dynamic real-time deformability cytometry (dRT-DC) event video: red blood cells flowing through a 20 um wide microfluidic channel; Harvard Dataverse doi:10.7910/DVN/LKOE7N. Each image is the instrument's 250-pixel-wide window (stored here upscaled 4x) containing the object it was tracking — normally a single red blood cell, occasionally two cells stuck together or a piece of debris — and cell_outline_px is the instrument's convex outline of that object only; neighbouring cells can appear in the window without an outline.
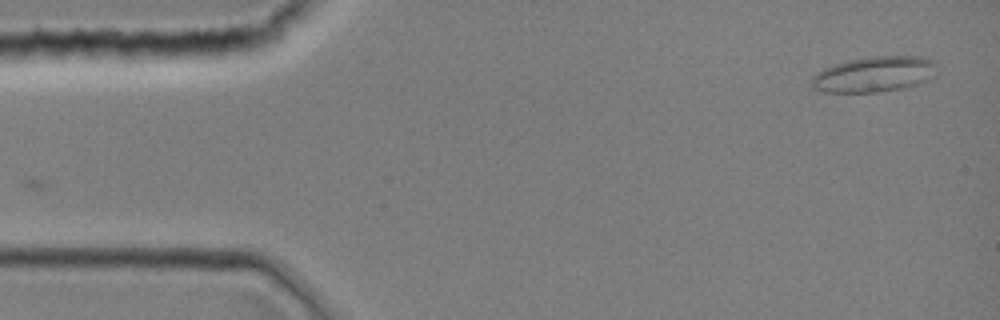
{"species": "common noctule bat (a hibernating species)", "species_latin": "Nyctalus noctula", "temperature_condition": "room temperature", "stored_images_in_passage": 11, "camera_frame_rate_fps": 3000, "um_per_image_px": 0.085, "animal": {"sex": "female", "body_mass_g": 19.0, "forearm_length_mm": 51.5}, "frame": {"image": 1, "passage_image": 2, "time_ms": 0.333, "image_size_px": [1000, 320], "cell_outline_px": [[936, 64], [928, 80], [904, 88], [876, 92], [824, 92], [812, 88], [812, 76], [816, 72], [824, 68], [848, 60], [872, 56], [920, 56], [936, 60]], "centroid_in_image_um": [74.28, 6.31], "position_along_channel_um": 10.7, "area_um2": 25.84}}
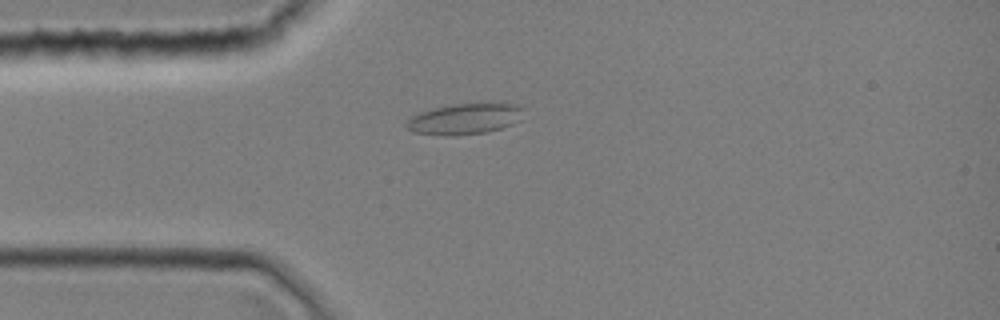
{"frame": {"image": 2, "passage_image": 10, "time_ms": 3.0, "image_size_px": [1000, 320], "cell_outline_px": [[524, 108], [520, 120], [512, 124], [500, 128], [484, 132], [448, 136], [444, 136], [412, 132], [404, 124], [412, 116], [420, 112], [436, 108], [456, 104], [480, 100], [516, 104]], "centroid_in_image_um": [39.55, 10.06], "position_along_channel_um": 45.5, "area_um2": 21.56}}